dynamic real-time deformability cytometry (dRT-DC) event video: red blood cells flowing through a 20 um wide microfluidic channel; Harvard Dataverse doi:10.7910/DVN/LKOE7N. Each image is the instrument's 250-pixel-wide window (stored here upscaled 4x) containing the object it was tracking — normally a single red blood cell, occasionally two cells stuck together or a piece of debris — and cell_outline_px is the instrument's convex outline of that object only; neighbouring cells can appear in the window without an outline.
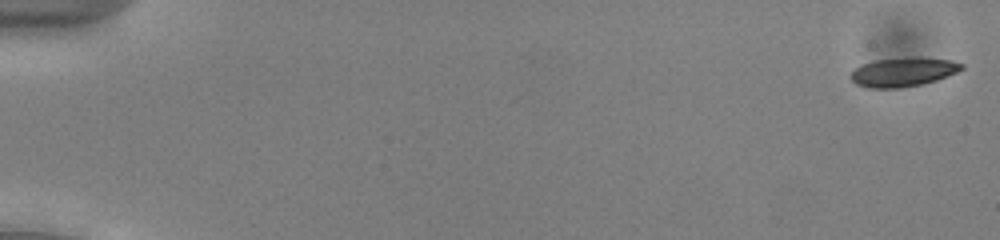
{"species": "common noctule bat (a hibernating species)", "species_latin": "Nyctalus noctula", "temperature_condition": "cold", "stored_images_in_passage": 53, "camera_frame_rate_fps": 3000, "um_per_image_px": 0.085, "animal": {"sex": "male", "body_mass_g": 13.0, "forearm_length_mm": 53.1}, "frame": {"image": 1, "passage_image": 1, "time_ms": 0.0, "image_size_px": [1000, 240], "cell_outline_px": [[964, 68], [956, 72], [936, 80], [920, 84], [900, 88], [872, 88], [856, 84], [848, 76], [856, 68], [864, 64], [876, 60], [912, 56], [916, 56], [952, 60], [964, 64]], "centroid_in_image_um": [76.79, 6.1], "position_along_channel_um": 8.2, "area_um2": 18.79}}
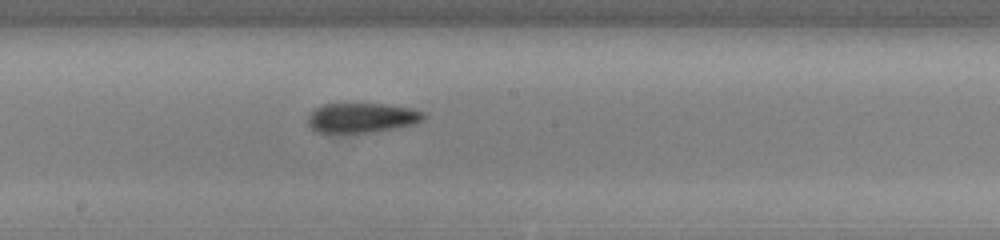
{"frame": {"image": 2, "passage_image": 30, "time_ms": 9.667, "image_size_px": [1000, 240], "cell_outline_px": [[428, 116], [424, 120], [416, 124], [396, 128], [372, 132], [316, 132], [308, 124], [308, 116], [316, 108], [324, 104], [380, 104], [408, 108], [424, 112]], "centroid_in_image_um": [30.8, 10.02], "position_along_channel_um": 217.4, "area_um2": 19.88}}
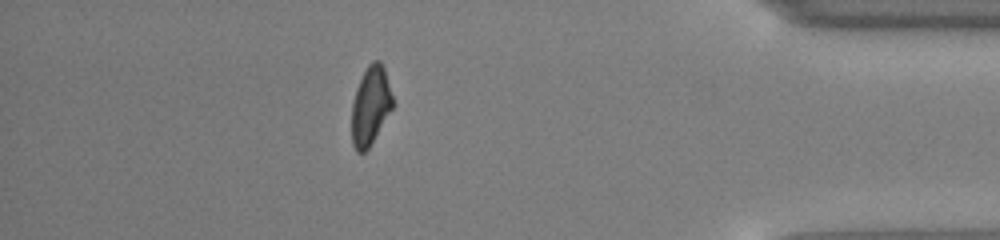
{"frame": {"image": 3, "passage_image": 47, "time_ms": 15.333, "image_size_px": [1000, 240], "cell_outline_px": [[396, 104], [368, 148], [364, 152], [356, 152], [352, 144], [352, 104], [356, 88], [368, 64], [372, 60], [380, 60], [384, 68]], "centroid_in_image_um": [31.52, 8.97], "position_along_channel_um": 403.7, "area_um2": 18.96}, "authors_computed_cell_mechanics": {"area_um2": 19.8254, "velocity_mm_per_s": 3.9353, "shape_relaxation_time_tau1_ms": 7.8401, "shape_relaxation_time_tau2_ms": 4.5616, "deformation_change_tau1": 0.1485, "deformation_change_tau2": 0.0993}}